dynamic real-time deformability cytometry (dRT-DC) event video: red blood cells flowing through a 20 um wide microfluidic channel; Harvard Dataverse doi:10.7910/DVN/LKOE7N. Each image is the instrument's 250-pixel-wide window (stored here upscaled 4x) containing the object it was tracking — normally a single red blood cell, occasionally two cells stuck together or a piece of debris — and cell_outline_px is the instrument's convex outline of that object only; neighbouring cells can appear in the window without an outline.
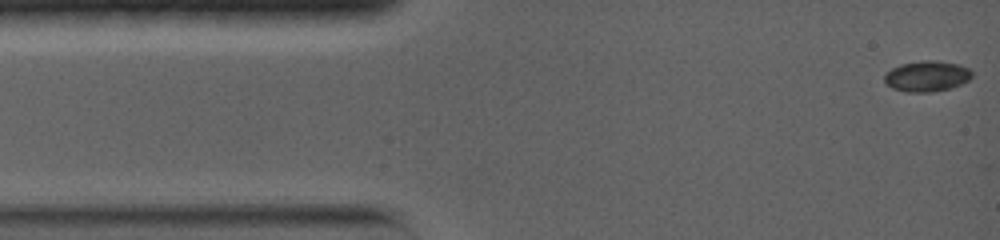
{"species": "common noctule bat (a hibernating species)", "species_latin": "Nyctalus noctula", "temperature_condition": "warm", "stored_images_in_passage": 86, "camera_frame_rate_fps": 5000, "um_per_image_px": 0.085, "animal": {"sex": "female", "body_mass_g": 19.0, "forearm_length_mm": 56.7}, "frame": {"image": 1, "passage_image": 1, "time_ms": 0.0, "image_size_px": [1000, 240], "cell_outline_px": [[972, 76], [968, 80], [960, 84], [948, 88], [932, 92], [904, 92], [892, 88], [884, 80], [884, 76], [892, 68], [900, 64], [924, 60], [932, 60], [956, 64], [968, 68], [972, 72]], "centroid_in_image_um": [78.76, 6.48], "position_along_channel_um": 6.2, "area_um2": 15.43}}
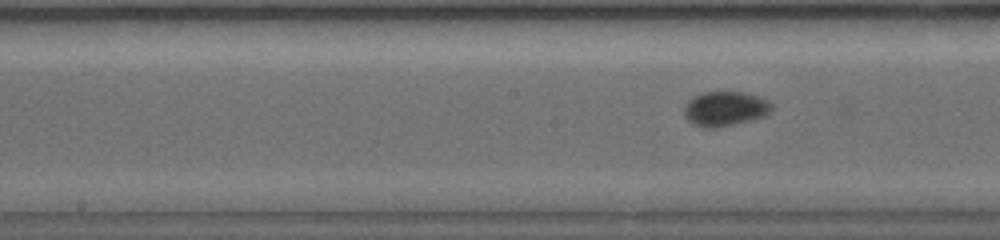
{"frame": {"image": 2, "passage_image": 35, "time_ms": 6.8, "image_size_px": [1000, 240], "cell_outline_px": [[772, 108], [764, 116], [716, 128], [704, 128], [692, 124], [688, 120], [684, 112], [684, 104], [688, 100], [704, 92], [744, 92], [768, 100], [772, 104]], "centroid_in_image_um": [61.6, 9.24], "position_along_channel_um": 186.6, "area_um2": 17.46}}
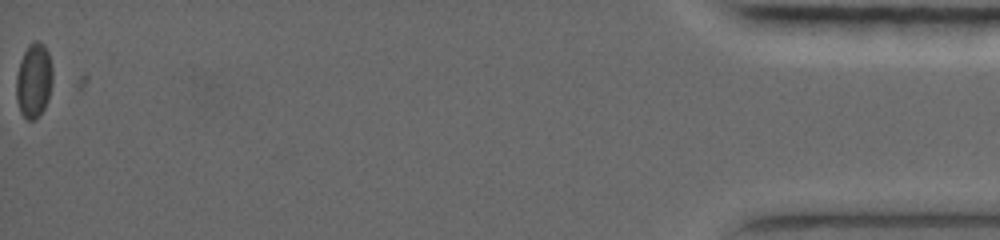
{"frame": {"image": 3, "passage_image": 86, "time_ms": 17.0, "image_size_px": [1000, 240], "cell_outline_px": [[52, 84], [48, 100], [44, 108], [36, 120], [28, 120], [20, 112], [16, 100], [16, 76], [20, 60], [28, 44], [36, 40], [44, 44], [48, 52], [52, 68]], "centroid_in_image_um": [2.87, 6.84], "position_along_channel_um": 432.3, "area_um2": 16.01}}